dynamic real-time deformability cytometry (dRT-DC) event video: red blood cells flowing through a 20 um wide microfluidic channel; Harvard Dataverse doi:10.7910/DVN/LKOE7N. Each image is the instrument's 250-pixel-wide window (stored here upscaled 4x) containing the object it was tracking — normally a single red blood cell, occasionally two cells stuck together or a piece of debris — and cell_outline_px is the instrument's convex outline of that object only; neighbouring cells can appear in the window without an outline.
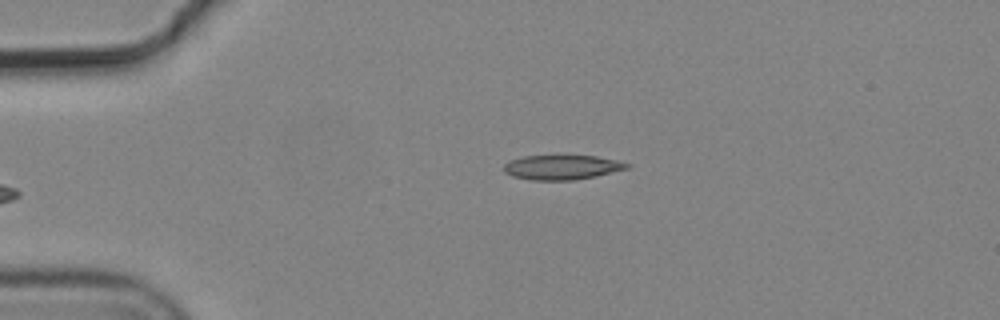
{"species": "common noctule bat (a hibernating species)", "species_latin": "Nyctalus noctula", "temperature_condition": "cold", "stored_images_in_passage": 4, "camera_frame_rate_fps": 3000, "um_per_image_px": 0.085, "animal": {"sex": "male", "body_mass_g": 19.2, "forearm_length_mm": 51.8}, "frame": {"image": 1, "passage_image": 4, "time_ms": 1.0, "image_size_px": [1000, 320], "cell_outline_px": [[632, 164], [628, 168], [596, 176], [576, 180], [528, 180], [512, 176], [504, 172], [504, 164], [508, 160], [524, 156], [596, 156], [616, 160]], "centroid_in_image_um": [47.74, 14.22], "position_along_channel_um": 37.3, "area_um2": 17.69}}